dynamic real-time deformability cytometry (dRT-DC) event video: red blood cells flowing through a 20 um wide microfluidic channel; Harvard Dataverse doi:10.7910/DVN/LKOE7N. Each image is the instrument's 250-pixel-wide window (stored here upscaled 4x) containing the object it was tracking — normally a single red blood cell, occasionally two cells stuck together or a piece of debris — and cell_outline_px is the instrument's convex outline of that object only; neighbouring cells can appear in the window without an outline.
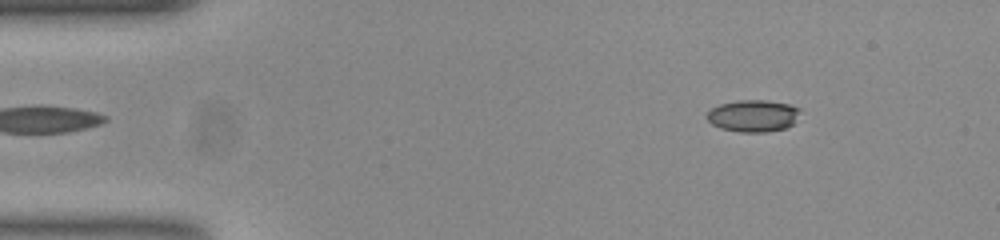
{"species": "common noctule bat (a hibernating species)", "species_latin": "Nyctalus noctula", "temperature_condition": "room temperature", "stored_images_in_passage": 53, "camera_frame_rate_fps": 3000, "um_per_image_px": 0.085, "animal": {"sex": "female", "body_mass_g": 23.0, "forearm_length_mm": 53.4}, "frame": {"image": 1, "passage_image": 6, "time_ms": 1.667, "image_size_px": [1000, 240], "cell_outline_px": [[800, 108], [792, 124], [784, 128], [764, 132], [740, 132], [720, 128], [712, 124], [704, 116], [712, 108], [720, 104], [740, 100], [764, 100], [788, 104]], "centroid_in_image_um": [63.96, 9.84], "position_along_channel_um": 21.0, "area_um2": 17.11}}
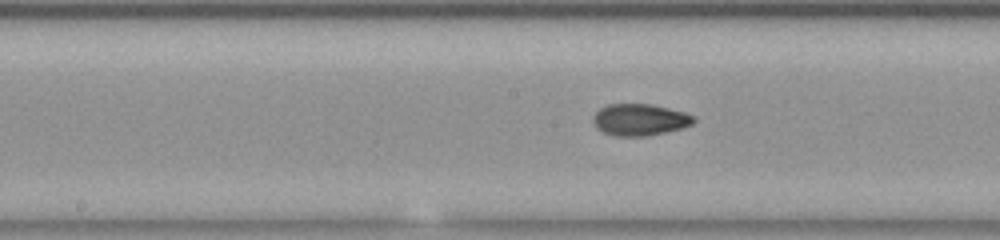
{"frame": {"image": 2, "passage_image": 26, "time_ms": 8.333, "image_size_px": [1000, 240], "cell_outline_px": [[696, 120], [692, 124], [680, 128], [648, 136], [612, 136], [596, 128], [592, 120], [592, 116], [600, 108], [608, 104], [652, 104], [684, 112], [696, 116]], "centroid_in_image_um": [54.36, 10.17], "position_along_channel_um": 193.8, "area_um2": 18.67}}
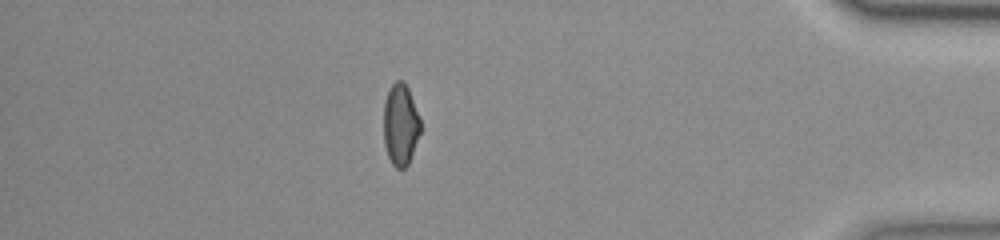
{"frame": {"image": 3, "passage_image": 46, "time_ms": 15.0, "image_size_px": [1000, 240], "cell_outline_px": [[420, 132], [408, 164], [404, 168], [396, 168], [392, 164], [388, 156], [384, 144], [384, 100], [388, 88], [396, 80], [404, 80], [408, 88], [420, 120]], "centroid_in_image_um": [34.02, 10.56], "position_along_channel_um": 401.2, "area_um2": 17.46}, "authors_computed_cell_mechanics": {"area_um2": 17.9758, "velocity_mm_per_s": 3.7813, "shape_relaxation_time_tau1_ms": null, "shape_relaxation_time_tau2_ms": 1.8586, "deformation_change_tau1": null, "deformation_change_tau2": 0.0679}}